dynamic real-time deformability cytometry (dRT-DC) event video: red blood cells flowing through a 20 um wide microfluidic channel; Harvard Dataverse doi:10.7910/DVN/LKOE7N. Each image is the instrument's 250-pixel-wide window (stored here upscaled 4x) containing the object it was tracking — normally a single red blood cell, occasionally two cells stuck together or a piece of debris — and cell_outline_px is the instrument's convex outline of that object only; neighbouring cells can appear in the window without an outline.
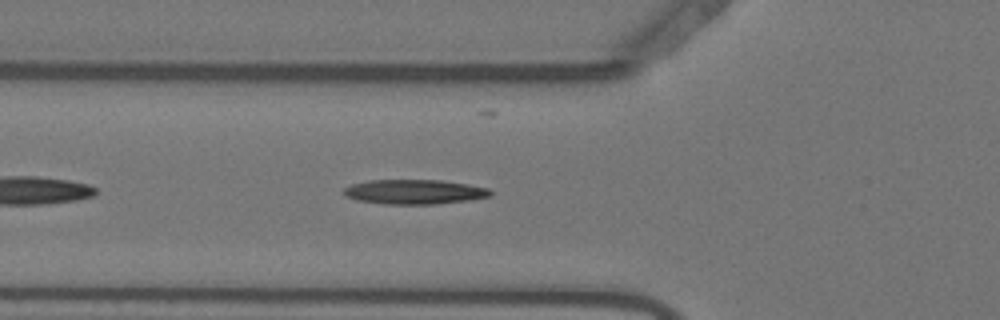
{"species": "Egyptian fruit bat (a non-hibernating species)", "species_latin": "Rousettus aegyptiacus", "temperature_condition": "warm", "stored_images_in_passage": 40, "camera_frame_rate_fps": 3000, "um_per_image_px": 0.085, "animal": {"sex": "female"}, "frame": {"image": 1, "passage_image": 6, "time_ms": 1.667, "image_size_px": [1000, 320], "cell_outline_px": [[492, 196], [468, 200], [436, 204], [384, 204], [356, 200], [344, 196], [344, 188], [352, 184], [372, 180], [440, 180], [468, 184], [488, 188], [492, 192]], "centroid_in_image_um": [35.22, 16.31], "position_along_channel_um": 90.6, "area_um2": 21.04}}
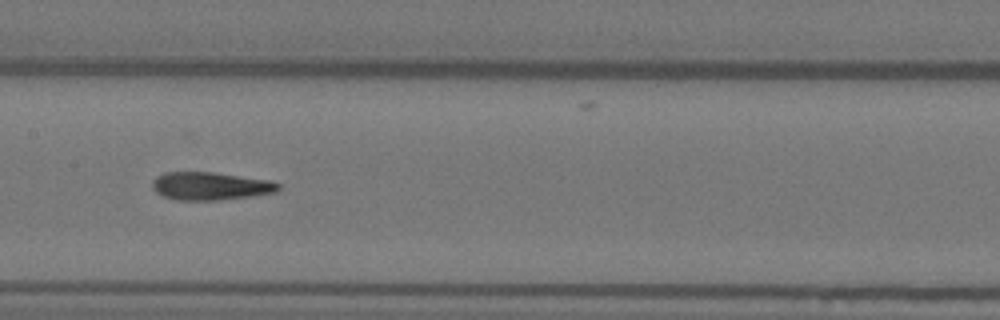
{"frame": {"image": 2, "passage_image": 14, "time_ms": 4.333, "image_size_px": [1000, 320], "cell_outline_px": [[280, 188], [276, 192], [252, 196], [220, 200], [176, 200], [164, 196], [156, 192], [152, 188], [152, 180], [156, 176], [164, 172], [212, 172], [268, 180], [280, 184]], "centroid_in_image_um": [17.85, 15.81], "position_along_channel_um": 189.5, "area_um2": 20.52}}
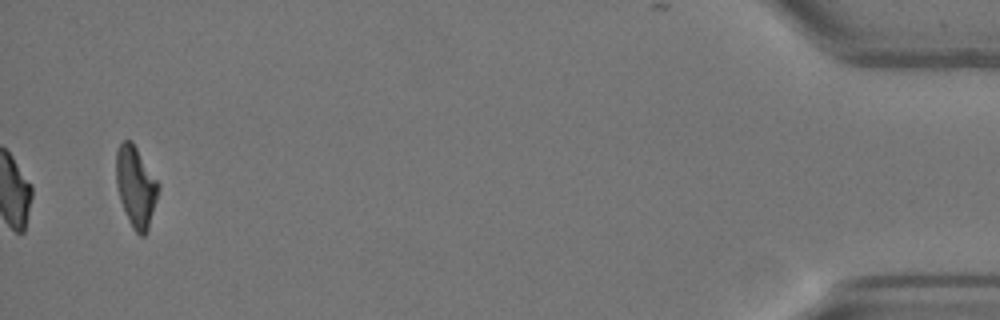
{"frame": {"image": 3, "passage_image": 40, "time_ms": 13.0, "image_size_px": [1000, 320], "cell_outline_px": [[160, 188], [148, 228], [144, 236], [140, 236], [132, 228], [128, 220], [120, 200], [116, 184], [116, 148], [124, 140], [132, 140], [160, 184]], "centroid_in_image_um": [11.54, 15.84], "position_along_channel_um": 423.7, "area_um2": 19.94}, "authors_computed_cell_mechanics": {"area_um2": 20.8947, "velocity_mm_per_s": 3.6692, "shape_relaxation_time_tau1_ms": 8.3794, "shape_relaxation_time_tau2_ms": 2.4556, "deformation_change_tau1": 0.2741, "deformation_change_tau2": 0.1213}}